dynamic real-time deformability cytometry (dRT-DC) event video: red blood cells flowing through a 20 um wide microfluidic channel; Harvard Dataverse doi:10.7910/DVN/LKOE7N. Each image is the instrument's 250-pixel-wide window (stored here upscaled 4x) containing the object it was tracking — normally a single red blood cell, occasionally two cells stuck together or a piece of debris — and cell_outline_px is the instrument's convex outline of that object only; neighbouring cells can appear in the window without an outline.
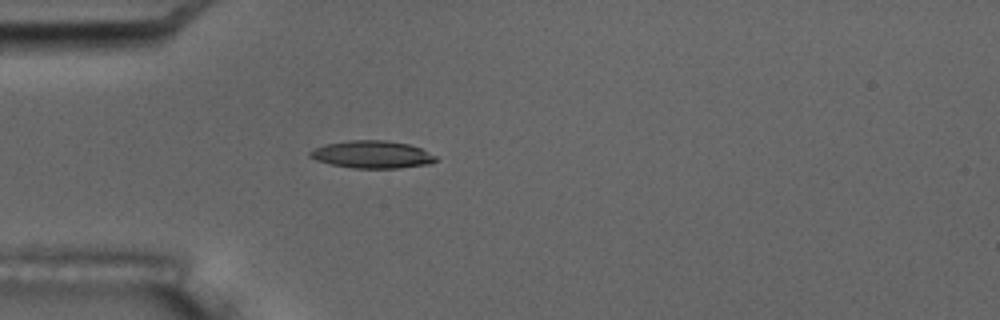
{"species": "common noctule bat (a hibernating species)", "species_latin": "Nyctalus noctula", "temperature_condition": "room temperature", "stored_images_in_passage": 4, "camera_frame_rate_fps": 3000, "um_per_image_px": 0.085, "animal": {"sex": "male", "body_mass_g": 17.5, "forearm_length_mm": 52.3}, "frame": {"image": 1, "passage_image": 4, "time_ms": 3.333, "image_size_px": [1000, 320], "cell_outline_px": [[436, 160], [428, 164], [400, 168], [352, 168], [332, 164], [316, 160], [308, 156], [308, 152], [316, 148], [328, 144], [348, 140], [388, 140], [408, 144], [420, 148], [436, 156]], "centroid_in_image_um": [31.62, 13.13], "position_along_channel_um": 53.4, "area_um2": 20.0}}